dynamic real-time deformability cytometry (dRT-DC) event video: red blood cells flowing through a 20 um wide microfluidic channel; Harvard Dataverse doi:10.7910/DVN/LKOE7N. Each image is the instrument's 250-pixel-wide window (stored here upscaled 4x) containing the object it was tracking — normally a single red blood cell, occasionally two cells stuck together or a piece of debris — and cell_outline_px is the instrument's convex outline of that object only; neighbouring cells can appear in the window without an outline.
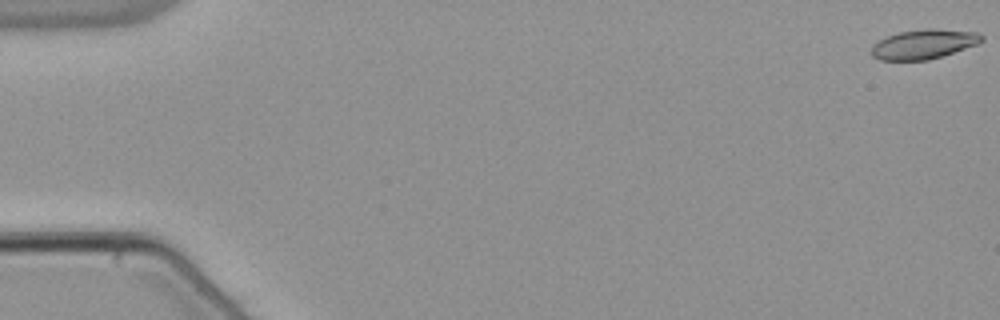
{"species": "common noctule bat (a hibernating species)", "species_latin": "Nyctalus noctula", "temperature_condition": "warm", "stored_images_in_passage": 54, "camera_frame_rate_fps": 3000, "um_per_image_px": 0.085, "animal": {"sex": "male", "body_mass_g": 21.5, "forearm_length_mm": 52.0}, "frame": {"image": 1, "passage_image": 1, "time_ms": 0.0, "image_size_px": [1000, 320], "cell_outline_px": [[984, 40], [976, 44], [928, 60], [880, 60], [872, 56], [872, 44], [888, 36], [900, 32], [924, 28], [936, 28], [980, 32], [984, 36]], "centroid_in_image_um": [78.53, 3.73], "position_along_channel_um": 6.5, "area_um2": 18.9}}
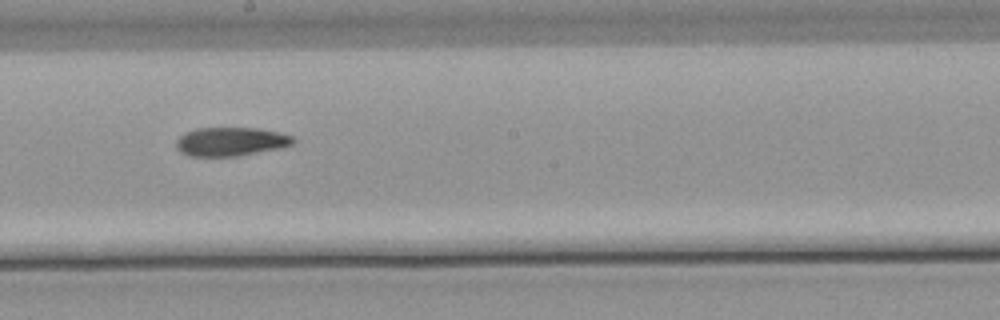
{"frame": {"image": 2, "passage_image": 31, "time_ms": 10.0, "image_size_px": [1000, 320], "cell_outline_px": [[296, 140], [292, 144], [280, 148], [236, 156], [188, 156], [180, 152], [176, 148], [176, 140], [184, 132], [196, 128], [260, 128], [280, 132], [292, 136]], "centroid_in_image_um": [19.6, 12.03], "position_along_channel_um": 228.6, "area_um2": 19.71}}
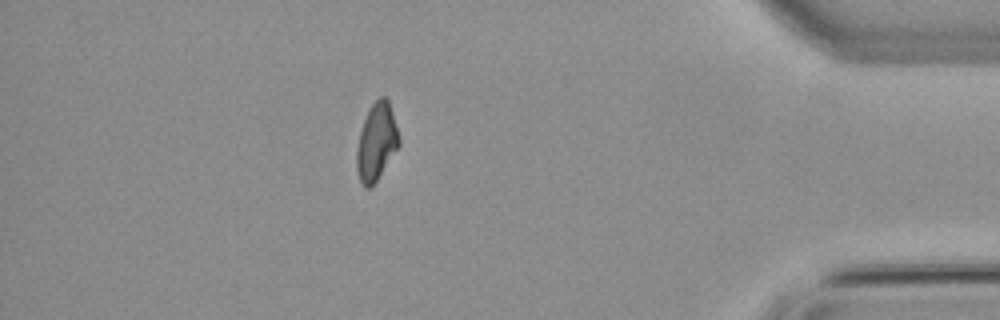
{"frame": {"image": 3, "passage_image": 48, "time_ms": 15.667, "image_size_px": [1000, 320], "cell_outline_px": [[400, 144], [376, 180], [368, 188], [364, 188], [356, 172], [356, 152], [360, 132], [368, 108], [380, 96], [384, 96], [388, 100], [400, 136]], "centroid_in_image_um": [31.99, 12.04], "position_along_channel_um": 403.2, "area_um2": 18.84}, "authors_computed_cell_mechanics": {"area_um2": 19.7098, "velocity_mm_per_s": 3.8395, "shape_relaxation_time_tau1_ms": null, "shape_relaxation_time_tau2_ms": 7.62, "deformation_change_tau1": null, "deformation_change_tau2": 0.142}}